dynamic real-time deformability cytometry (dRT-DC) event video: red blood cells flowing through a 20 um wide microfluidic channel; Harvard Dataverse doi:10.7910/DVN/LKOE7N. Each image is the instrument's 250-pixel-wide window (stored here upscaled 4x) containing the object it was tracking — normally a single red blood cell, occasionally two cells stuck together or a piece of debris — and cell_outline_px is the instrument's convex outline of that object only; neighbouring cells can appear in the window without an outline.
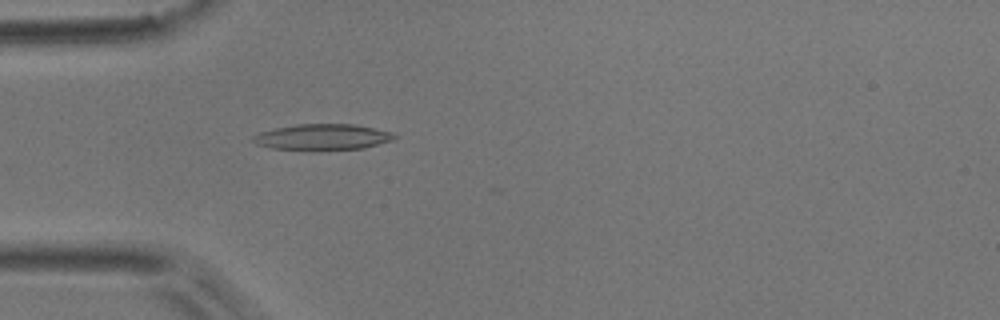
{"species": "common noctule bat (a hibernating species)", "species_latin": "Nyctalus noctula", "temperature_condition": "room temperature", "stored_images_in_passage": 4, "camera_frame_rate_fps": 3000, "um_per_image_px": 0.085, "animal": {"sex": "male", "body_mass_g": 17.9}, "frame": {"image": 1, "passage_image": 4, "time_ms": 3.333, "image_size_px": [1000, 320], "cell_outline_px": [[400, 136], [392, 140], [364, 148], [316, 152], [312, 152], [272, 148], [256, 144], [252, 140], [252, 136], [260, 132], [276, 128], [296, 124], [352, 124], [392, 132]], "centroid_in_image_um": [27.4, 11.68], "position_along_channel_um": 57.6, "area_um2": 21.96}}